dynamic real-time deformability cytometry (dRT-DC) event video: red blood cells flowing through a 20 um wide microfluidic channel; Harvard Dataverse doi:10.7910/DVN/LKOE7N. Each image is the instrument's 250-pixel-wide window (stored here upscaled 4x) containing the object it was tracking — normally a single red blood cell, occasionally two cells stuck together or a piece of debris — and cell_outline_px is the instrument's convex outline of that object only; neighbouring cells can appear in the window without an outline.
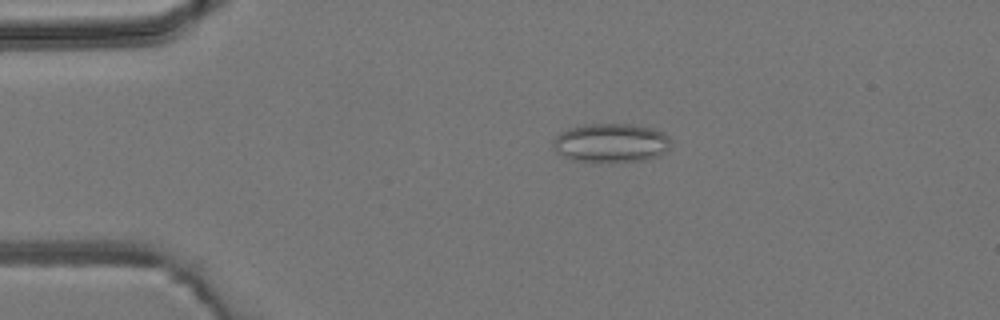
{"species": "common noctule bat (a hibernating species)", "species_latin": "Nyctalus noctula", "temperature_condition": "room temperature", "stored_images_in_passage": 4, "camera_frame_rate_fps": 3000, "um_per_image_px": 0.085, "animal": {"sex": "male", "body_mass_g": 19.2, "forearm_length_mm": 51.8}, "frame": {"image": 1, "passage_image": 3, "time_ms": 2.333, "image_size_px": [1000, 320], "cell_outline_px": [[672, 140], [668, 148], [660, 156], [644, 160], [612, 164], [592, 164], [572, 160], [564, 156], [552, 144], [552, 140], [560, 132], [568, 128], [584, 124], [632, 124], [652, 128], [664, 132]], "centroid_in_image_um": [51.94, 12.18], "position_along_channel_um": 33.1, "area_um2": 27.63}}